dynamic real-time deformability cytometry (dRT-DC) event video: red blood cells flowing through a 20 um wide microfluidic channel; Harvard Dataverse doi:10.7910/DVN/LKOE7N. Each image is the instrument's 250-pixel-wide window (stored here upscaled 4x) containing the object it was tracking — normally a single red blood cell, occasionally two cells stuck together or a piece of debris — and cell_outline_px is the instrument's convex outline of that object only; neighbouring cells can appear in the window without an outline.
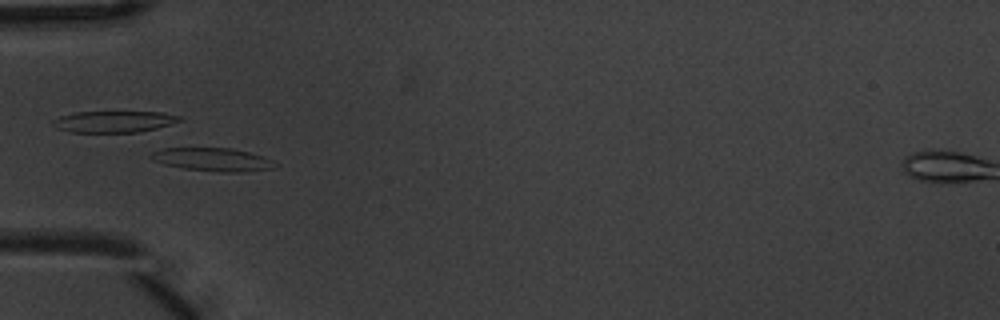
{"species": "common noctule bat (a hibernating species)", "species_latin": "Nyctalus noctula", "temperature_condition": "warm", "stored_images_in_passage": 7, "camera_frame_rate_fps": 3000, "um_per_image_px": 0.085, "animal": {"sex": "male", "body_mass_g": 20.1, "forearm_length_mm": 53.5}, "frame": {"image": 1, "passage_image": 5, "time_ms": 1.333, "image_size_px": [1000, 320], "cell_outline_px": [[280, 164], [276, 168], [240, 172], [220, 172], [184, 168], [164, 164], [152, 160], [148, 156], [152, 152], [164, 148], [232, 148], [264, 156]], "centroid_in_image_um": [18.12, 13.56], "position_along_channel_um": 66.9, "area_um2": 16.88}}
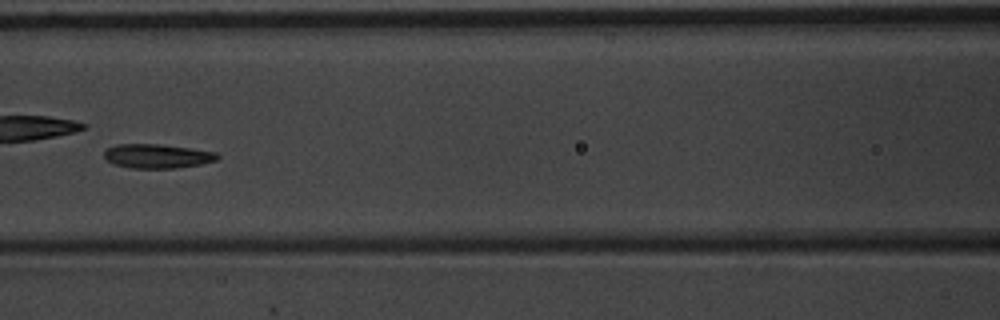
{"frame": {"image": 2, "passage_image": 7, "time_ms": 2.0, "image_size_px": [1000, 320], "cell_outline_px": [[220, 156], [216, 160], [200, 164], [176, 168], [132, 168], [116, 164], [104, 160], [104, 152], [108, 148], [116, 144], [160, 144], [216, 152]], "centroid_in_image_um": [13.34, 13.26], "position_along_channel_um": 153.3, "area_um2": 15.84}}